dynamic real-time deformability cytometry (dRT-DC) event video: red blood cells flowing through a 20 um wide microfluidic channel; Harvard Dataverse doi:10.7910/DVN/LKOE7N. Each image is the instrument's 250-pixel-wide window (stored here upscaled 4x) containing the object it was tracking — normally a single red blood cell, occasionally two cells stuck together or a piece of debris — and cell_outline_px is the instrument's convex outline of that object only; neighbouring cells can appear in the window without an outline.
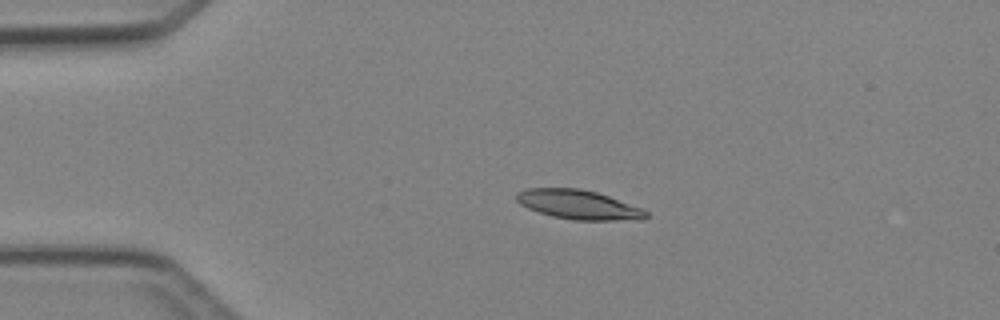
{"species": "Egyptian fruit bat (a non-hibernating species)", "species_latin": "Rousettus aegyptiacus", "temperature_condition": "cold", "stored_images_in_passage": 3, "camera_frame_rate_fps": 3000, "um_per_image_px": 0.085, "animal": {"sex": "female"}, "frame": {"image": 1, "passage_image": 2, "time_ms": 2.0, "image_size_px": [1000, 320], "cell_outline_px": [[648, 216], [644, 220], [572, 220], [552, 216], [528, 208], [520, 204], [516, 200], [516, 192], [528, 188], [580, 188], [596, 192], [644, 208], [648, 212]], "centroid_in_image_um": [49.21, 17.4], "position_along_channel_um": 35.8, "area_um2": 22.25}}